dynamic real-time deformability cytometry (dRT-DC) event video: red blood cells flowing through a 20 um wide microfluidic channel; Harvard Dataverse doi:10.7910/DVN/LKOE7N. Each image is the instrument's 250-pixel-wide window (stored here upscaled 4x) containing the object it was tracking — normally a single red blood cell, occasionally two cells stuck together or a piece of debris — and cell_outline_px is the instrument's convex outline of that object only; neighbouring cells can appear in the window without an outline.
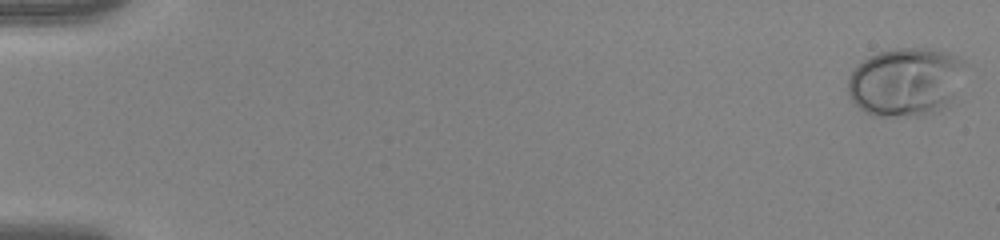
{"species": "human", "species_latin": "Homo sapiens", "temperature_condition": "warm", "stored_images_in_passage": 54, "camera_frame_rate_fps": 3000, "um_per_image_px": 0.085, "donor": {"sex": "female"}, "frame": {"image": 1, "passage_image": 1, "time_ms": 0.0, "image_size_px": [1000, 240], "cell_outline_px": [[972, 64], [948, 108], [940, 112], [924, 116], [876, 116], [864, 112], [852, 100], [848, 92], [848, 76], [852, 68], [868, 56], [880, 52], [900, 48], [932, 48], [948, 52]], "centroid_in_image_um": [77.08, 6.96], "position_along_channel_um": 7.9, "area_um2": 48.44}}
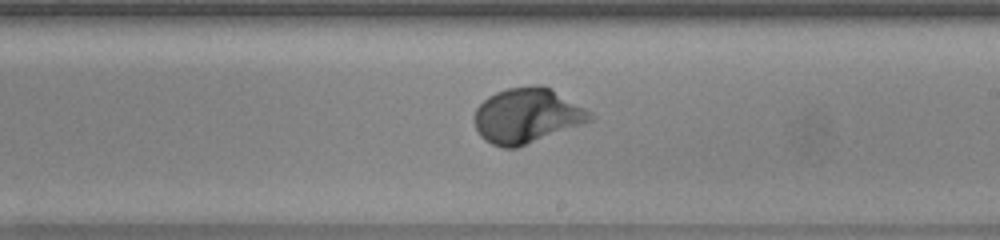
{"frame": {"image": 2, "passage_image": 33, "time_ms": 10.667, "image_size_px": [1000, 240], "cell_outline_px": [[596, 116], [592, 120], [516, 148], [504, 148], [492, 144], [484, 140], [480, 136], [476, 128], [476, 108], [488, 96], [496, 92], [508, 88], [532, 84], [544, 84], [592, 112]], "centroid_in_image_um": [44.8, 9.81], "position_along_channel_um": 244.2, "area_um2": 36.93}}
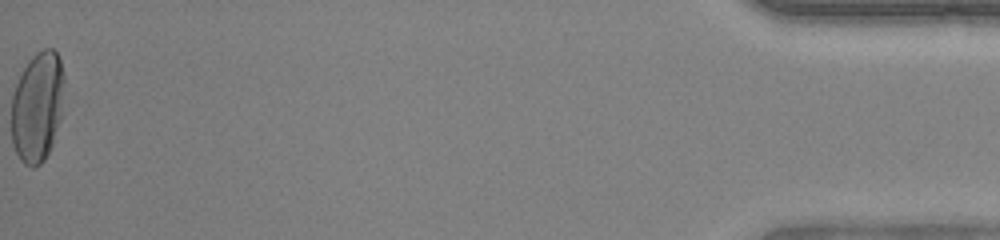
{"frame": {"image": 3, "passage_image": 54, "time_ms": 17.667, "image_size_px": [1000, 240], "cell_outline_px": [[64, 80], [60, 120], [52, 148], [44, 160], [40, 164], [32, 168], [24, 164], [20, 160], [12, 144], [12, 96], [16, 84], [28, 60], [36, 52], [44, 48], [52, 48], [56, 52], [60, 60], [64, 76]], "centroid_in_image_um": [3.18, 9.1], "position_along_channel_um": 432.0, "area_um2": 34.1}, "authors_computed_cell_mechanics": {"area_um2": 35.3447, "velocity_mm_per_s": 3.943, "shape_relaxation_time_tau1_ms": 2.4334, "shape_relaxation_time_tau2_ms": null, "deformation_change_tau1": 0.1824, "deformation_change_tau2": null}}